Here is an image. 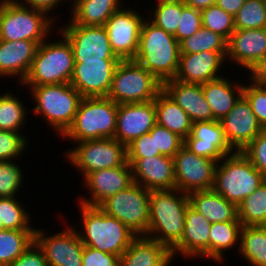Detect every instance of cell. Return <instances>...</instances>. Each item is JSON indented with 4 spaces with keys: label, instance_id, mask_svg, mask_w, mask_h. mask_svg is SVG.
<instances>
[{
    "label": "cell",
    "instance_id": "27",
    "mask_svg": "<svg viewBox=\"0 0 266 266\" xmlns=\"http://www.w3.org/2000/svg\"><path fill=\"white\" fill-rule=\"evenodd\" d=\"M227 75L202 84V92L209 104L213 117L221 121L243 95V83L230 80Z\"/></svg>",
    "mask_w": 266,
    "mask_h": 266
},
{
    "label": "cell",
    "instance_id": "8",
    "mask_svg": "<svg viewBox=\"0 0 266 266\" xmlns=\"http://www.w3.org/2000/svg\"><path fill=\"white\" fill-rule=\"evenodd\" d=\"M56 23L46 12L23 6L15 0L0 6V40H29L40 44L49 39L50 34L52 36Z\"/></svg>",
    "mask_w": 266,
    "mask_h": 266
},
{
    "label": "cell",
    "instance_id": "22",
    "mask_svg": "<svg viewBox=\"0 0 266 266\" xmlns=\"http://www.w3.org/2000/svg\"><path fill=\"white\" fill-rule=\"evenodd\" d=\"M127 162L132 166L134 183L150 191L175 189L172 157L158 155L150 158H127Z\"/></svg>",
    "mask_w": 266,
    "mask_h": 266
},
{
    "label": "cell",
    "instance_id": "25",
    "mask_svg": "<svg viewBox=\"0 0 266 266\" xmlns=\"http://www.w3.org/2000/svg\"><path fill=\"white\" fill-rule=\"evenodd\" d=\"M163 91L187 113L192 122L215 120L203 95L202 84L171 79L163 83Z\"/></svg>",
    "mask_w": 266,
    "mask_h": 266
},
{
    "label": "cell",
    "instance_id": "53",
    "mask_svg": "<svg viewBox=\"0 0 266 266\" xmlns=\"http://www.w3.org/2000/svg\"><path fill=\"white\" fill-rule=\"evenodd\" d=\"M246 0H216V5L227 13L236 15Z\"/></svg>",
    "mask_w": 266,
    "mask_h": 266
},
{
    "label": "cell",
    "instance_id": "37",
    "mask_svg": "<svg viewBox=\"0 0 266 266\" xmlns=\"http://www.w3.org/2000/svg\"><path fill=\"white\" fill-rule=\"evenodd\" d=\"M202 51L220 52L227 56V40L213 31L201 27L190 37L180 42V53H199Z\"/></svg>",
    "mask_w": 266,
    "mask_h": 266
},
{
    "label": "cell",
    "instance_id": "32",
    "mask_svg": "<svg viewBox=\"0 0 266 266\" xmlns=\"http://www.w3.org/2000/svg\"><path fill=\"white\" fill-rule=\"evenodd\" d=\"M242 223L240 221H226L211 223L209 231V259L217 263H222L225 259V251H239L240 234ZM224 257V258H223Z\"/></svg>",
    "mask_w": 266,
    "mask_h": 266
},
{
    "label": "cell",
    "instance_id": "19",
    "mask_svg": "<svg viewBox=\"0 0 266 266\" xmlns=\"http://www.w3.org/2000/svg\"><path fill=\"white\" fill-rule=\"evenodd\" d=\"M220 122L229 146L238 152L264 130L243 95Z\"/></svg>",
    "mask_w": 266,
    "mask_h": 266
},
{
    "label": "cell",
    "instance_id": "13",
    "mask_svg": "<svg viewBox=\"0 0 266 266\" xmlns=\"http://www.w3.org/2000/svg\"><path fill=\"white\" fill-rule=\"evenodd\" d=\"M173 160L176 189L187 194L212 189L218 163L216 160L197 156L184 145Z\"/></svg>",
    "mask_w": 266,
    "mask_h": 266
},
{
    "label": "cell",
    "instance_id": "30",
    "mask_svg": "<svg viewBox=\"0 0 266 266\" xmlns=\"http://www.w3.org/2000/svg\"><path fill=\"white\" fill-rule=\"evenodd\" d=\"M70 20L77 25L103 26L124 5L122 0H72Z\"/></svg>",
    "mask_w": 266,
    "mask_h": 266
},
{
    "label": "cell",
    "instance_id": "11",
    "mask_svg": "<svg viewBox=\"0 0 266 266\" xmlns=\"http://www.w3.org/2000/svg\"><path fill=\"white\" fill-rule=\"evenodd\" d=\"M151 191L137 183L104 200L99 207L117 218L137 236H145L149 227Z\"/></svg>",
    "mask_w": 266,
    "mask_h": 266
},
{
    "label": "cell",
    "instance_id": "9",
    "mask_svg": "<svg viewBox=\"0 0 266 266\" xmlns=\"http://www.w3.org/2000/svg\"><path fill=\"white\" fill-rule=\"evenodd\" d=\"M162 90L163 83L137 61L120 60L107 97L117 104L143 103L154 100Z\"/></svg>",
    "mask_w": 266,
    "mask_h": 266
},
{
    "label": "cell",
    "instance_id": "6",
    "mask_svg": "<svg viewBox=\"0 0 266 266\" xmlns=\"http://www.w3.org/2000/svg\"><path fill=\"white\" fill-rule=\"evenodd\" d=\"M117 111L118 104L108 97H83L72 125L61 137L73 143L114 138Z\"/></svg>",
    "mask_w": 266,
    "mask_h": 266
},
{
    "label": "cell",
    "instance_id": "41",
    "mask_svg": "<svg viewBox=\"0 0 266 266\" xmlns=\"http://www.w3.org/2000/svg\"><path fill=\"white\" fill-rule=\"evenodd\" d=\"M202 27L224 37L227 41L235 31L234 16L217 5L201 10Z\"/></svg>",
    "mask_w": 266,
    "mask_h": 266
},
{
    "label": "cell",
    "instance_id": "44",
    "mask_svg": "<svg viewBox=\"0 0 266 266\" xmlns=\"http://www.w3.org/2000/svg\"><path fill=\"white\" fill-rule=\"evenodd\" d=\"M149 133L155 135L156 151H159L161 155L173 158L184 145L181 137L157 123Z\"/></svg>",
    "mask_w": 266,
    "mask_h": 266
},
{
    "label": "cell",
    "instance_id": "1",
    "mask_svg": "<svg viewBox=\"0 0 266 266\" xmlns=\"http://www.w3.org/2000/svg\"><path fill=\"white\" fill-rule=\"evenodd\" d=\"M189 204L188 194L176 188L151 191L149 227L145 237L158 241L171 251L182 238Z\"/></svg>",
    "mask_w": 266,
    "mask_h": 266
},
{
    "label": "cell",
    "instance_id": "23",
    "mask_svg": "<svg viewBox=\"0 0 266 266\" xmlns=\"http://www.w3.org/2000/svg\"><path fill=\"white\" fill-rule=\"evenodd\" d=\"M211 223L190 204L186 209L184 232L180 242L171 250L172 259L180 254L186 259H209ZM176 255V256H175Z\"/></svg>",
    "mask_w": 266,
    "mask_h": 266
},
{
    "label": "cell",
    "instance_id": "29",
    "mask_svg": "<svg viewBox=\"0 0 266 266\" xmlns=\"http://www.w3.org/2000/svg\"><path fill=\"white\" fill-rule=\"evenodd\" d=\"M188 198L190 205L210 223L240 221L237 206L213 189L193 191L188 194Z\"/></svg>",
    "mask_w": 266,
    "mask_h": 266
},
{
    "label": "cell",
    "instance_id": "48",
    "mask_svg": "<svg viewBox=\"0 0 266 266\" xmlns=\"http://www.w3.org/2000/svg\"><path fill=\"white\" fill-rule=\"evenodd\" d=\"M161 155L156 151L155 135L150 133L134 139L127 146V158H150Z\"/></svg>",
    "mask_w": 266,
    "mask_h": 266
},
{
    "label": "cell",
    "instance_id": "2",
    "mask_svg": "<svg viewBox=\"0 0 266 266\" xmlns=\"http://www.w3.org/2000/svg\"><path fill=\"white\" fill-rule=\"evenodd\" d=\"M180 54V43L174 35L144 19L135 61L164 83L175 78Z\"/></svg>",
    "mask_w": 266,
    "mask_h": 266
},
{
    "label": "cell",
    "instance_id": "50",
    "mask_svg": "<svg viewBox=\"0 0 266 266\" xmlns=\"http://www.w3.org/2000/svg\"><path fill=\"white\" fill-rule=\"evenodd\" d=\"M10 266H48L43 250L34 241Z\"/></svg>",
    "mask_w": 266,
    "mask_h": 266
},
{
    "label": "cell",
    "instance_id": "46",
    "mask_svg": "<svg viewBox=\"0 0 266 266\" xmlns=\"http://www.w3.org/2000/svg\"><path fill=\"white\" fill-rule=\"evenodd\" d=\"M241 153L266 178V129L260 132Z\"/></svg>",
    "mask_w": 266,
    "mask_h": 266
},
{
    "label": "cell",
    "instance_id": "52",
    "mask_svg": "<svg viewBox=\"0 0 266 266\" xmlns=\"http://www.w3.org/2000/svg\"><path fill=\"white\" fill-rule=\"evenodd\" d=\"M248 72L249 82L253 84H266V58L257 62Z\"/></svg>",
    "mask_w": 266,
    "mask_h": 266
},
{
    "label": "cell",
    "instance_id": "38",
    "mask_svg": "<svg viewBox=\"0 0 266 266\" xmlns=\"http://www.w3.org/2000/svg\"><path fill=\"white\" fill-rule=\"evenodd\" d=\"M19 201L16 196L0 197V219L4 228L9 230H36L31 225L30 212Z\"/></svg>",
    "mask_w": 266,
    "mask_h": 266
},
{
    "label": "cell",
    "instance_id": "40",
    "mask_svg": "<svg viewBox=\"0 0 266 266\" xmlns=\"http://www.w3.org/2000/svg\"><path fill=\"white\" fill-rule=\"evenodd\" d=\"M235 29L266 28L265 0H246L234 15Z\"/></svg>",
    "mask_w": 266,
    "mask_h": 266
},
{
    "label": "cell",
    "instance_id": "26",
    "mask_svg": "<svg viewBox=\"0 0 266 266\" xmlns=\"http://www.w3.org/2000/svg\"><path fill=\"white\" fill-rule=\"evenodd\" d=\"M39 44L29 40H0V77H17L20 84L27 76Z\"/></svg>",
    "mask_w": 266,
    "mask_h": 266
},
{
    "label": "cell",
    "instance_id": "24",
    "mask_svg": "<svg viewBox=\"0 0 266 266\" xmlns=\"http://www.w3.org/2000/svg\"><path fill=\"white\" fill-rule=\"evenodd\" d=\"M225 60L220 52L181 53L179 68L174 79L184 83L204 84L222 77L219 72L221 69L223 71Z\"/></svg>",
    "mask_w": 266,
    "mask_h": 266
},
{
    "label": "cell",
    "instance_id": "54",
    "mask_svg": "<svg viewBox=\"0 0 266 266\" xmlns=\"http://www.w3.org/2000/svg\"><path fill=\"white\" fill-rule=\"evenodd\" d=\"M187 6L197 10L206 9L212 5H216V0H182Z\"/></svg>",
    "mask_w": 266,
    "mask_h": 266
},
{
    "label": "cell",
    "instance_id": "15",
    "mask_svg": "<svg viewBox=\"0 0 266 266\" xmlns=\"http://www.w3.org/2000/svg\"><path fill=\"white\" fill-rule=\"evenodd\" d=\"M67 227L70 228L48 235L44 228L36 226L35 242L43 250L48 266H82L84 245L77 226Z\"/></svg>",
    "mask_w": 266,
    "mask_h": 266
},
{
    "label": "cell",
    "instance_id": "18",
    "mask_svg": "<svg viewBox=\"0 0 266 266\" xmlns=\"http://www.w3.org/2000/svg\"><path fill=\"white\" fill-rule=\"evenodd\" d=\"M156 124L154 100L118 104L114 138L128 146L134 139L149 133Z\"/></svg>",
    "mask_w": 266,
    "mask_h": 266
},
{
    "label": "cell",
    "instance_id": "28",
    "mask_svg": "<svg viewBox=\"0 0 266 266\" xmlns=\"http://www.w3.org/2000/svg\"><path fill=\"white\" fill-rule=\"evenodd\" d=\"M171 251L158 241L137 236L120 256L119 266H170Z\"/></svg>",
    "mask_w": 266,
    "mask_h": 266
},
{
    "label": "cell",
    "instance_id": "35",
    "mask_svg": "<svg viewBox=\"0 0 266 266\" xmlns=\"http://www.w3.org/2000/svg\"><path fill=\"white\" fill-rule=\"evenodd\" d=\"M27 111L16 94L8 91L0 94V130L24 133L22 129L27 123Z\"/></svg>",
    "mask_w": 266,
    "mask_h": 266
},
{
    "label": "cell",
    "instance_id": "47",
    "mask_svg": "<svg viewBox=\"0 0 266 266\" xmlns=\"http://www.w3.org/2000/svg\"><path fill=\"white\" fill-rule=\"evenodd\" d=\"M246 84L243 87V96L247 99L260 125L266 129V94L253 83Z\"/></svg>",
    "mask_w": 266,
    "mask_h": 266
},
{
    "label": "cell",
    "instance_id": "42",
    "mask_svg": "<svg viewBox=\"0 0 266 266\" xmlns=\"http://www.w3.org/2000/svg\"><path fill=\"white\" fill-rule=\"evenodd\" d=\"M17 161H0V197H17L25 174Z\"/></svg>",
    "mask_w": 266,
    "mask_h": 266
},
{
    "label": "cell",
    "instance_id": "39",
    "mask_svg": "<svg viewBox=\"0 0 266 266\" xmlns=\"http://www.w3.org/2000/svg\"><path fill=\"white\" fill-rule=\"evenodd\" d=\"M148 17L156 26L174 35L182 14V0H156ZM153 10V11H152ZM152 13V14H151Z\"/></svg>",
    "mask_w": 266,
    "mask_h": 266
},
{
    "label": "cell",
    "instance_id": "10",
    "mask_svg": "<svg viewBox=\"0 0 266 266\" xmlns=\"http://www.w3.org/2000/svg\"><path fill=\"white\" fill-rule=\"evenodd\" d=\"M75 144L63 154L69 161L67 163L81 171L82 178L93 171L122 166L127 162V146L115 138L84 140Z\"/></svg>",
    "mask_w": 266,
    "mask_h": 266
},
{
    "label": "cell",
    "instance_id": "49",
    "mask_svg": "<svg viewBox=\"0 0 266 266\" xmlns=\"http://www.w3.org/2000/svg\"><path fill=\"white\" fill-rule=\"evenodd\" d=\"M120 257L84 246L82 266H119Z\"/></svg>",
    "mask_w": 266,
    "mask_h": 266
},
{
    "label": "cell",
    "instance_id": "34",
    "mask_svg": "<svg viewBox=\"0 0 266 266\" xmlns=\"http://www.w3.org/2000/svg\"><path fill=\"white\" fill-rule=\"evenodd\" d=\"M35 241V230L0 231V266H10Z\"/></svg>",
    "mask_w": 266,
    "mask_h": 266
},
{
    "label": "cell",
    "instance_id": "36",
    "mask_svg": "<svg viewBox=\"0 0 266 266\" xmlns=\"http://www.w3.org/2000/svg\"><path fill=\"white\" fill-rule=\"evenodd\" d=\"M242 226H266V181L238 206Z\"/></svg>",
    "mask_w": 266,
    "mask_h": 266
},
{
    "label": "cell",
    "instance_id": "51",
    "mask_svg": "<svg viewBox=\"0 0 266 266\" xmlns=\"http://www.w3.org/2000/svg\"><path fill=\"white\" fill-rule=\"evenodd\" d=\"M19 4L30 7L33 9H38L46 12L49 16H51L54 20H56V14L53 16L52 11L57 8V5L59 6L60 3H64L63 0H15ZM68 0H65L67 2ZM70 3L72 4V0ZM52 10V11H51ZM51 14V15H50Z\"/></svg>",
    "mask_w": 266,
    "mask_h": 266
},
{
    "label": "cell",
    "instance_id": "7",
    "mask_svg": "<svg viewBox=\"0 0 266 266\" xmlns=\"http://www.w3.org/2000/svg\"><path fill=\"white\" fill-rule=\"evenodd\" d=\"M264 181V175L241 152L235 151L217 163L212 189L238 206Z\"/></svg>",
    "mask_w": 266,
    "mask_h": 266
},
{
    "label": "cell",
    "instance_id": "57",
    "mask_svg": "<svg viewBox=\"0 0 266 266\" xmlns=\"http://www.w3.org/2000/svg\"><path fill=\"white\" fill-rule=\"evenodd\" d=\"M9 0H0V6L4 5L5 3H7Z\"/></svg>",
    "mask_w": 266,
    "mask_h": 266
},
{
    "label": "cell",
    "instance_id": "43",
    "mask_svg": "<svg viewBox=\"0 0 266 266\" xmlns=\"http://www.w3.org/2000/svg\"><path fill=\"white\" fill-rule=\"evenodd\" d=\"M28 138L21 132L0 130V161H16L28 147Z\"/></svg>",
    "mask_w": 266,
    "mask_h": 266
},
{
    "label": "cell",
    "instance_id": "17",
    "mask_svg": "<svg viewBox=\"0 0 266 266\" xmlns=\"http://www.w3.org/2000/svg\"><path fill=\"white\" fill-rule=\"evenodd\" d=\"M82 183V187L87 189V194L90 196H82L78 198V202L99 206L108 197L127 189L134 183L132 166L126 162L122 166L93 171L84 177Z\"/></svg>",
    "mask_w": 266,
    "mask_h": 266
},
{
    "label": "cell",
    "instance_id": "33",
    "mask_svg": "<svg viewBox=\"0 0 266 266\" xmlns=\"http://www.w3.org/2000/svg\"><path fill=\"white\" fill-rule=\"evenodd\" d=\"M238 253L251 266H266V226H242Z\"/></svg>",
    "mask_w": 266,
    "mask_h": 266
},
{
    "label": "cell",
    "instance_id": "16",
    "mask_svg": "<svg viewBox=\"0 0 266 266\" xmlns=\"http://www.w3.org/2000/svg\"><path fill=\"white\" fill-rule=\"evenodd\" d=\"M120 59L75 62L70 84L82 97H107Z\"/></svg>",
    "mask_w": 266,
    "mask_h": 266
},
{
    "label": "cell",
    "instance_id": "21",
    "mask_svg": "<svg viewBox=\"0 0 266 266\" xmlns=\"http://www.w3.org/2000/svg\"><path fill=\"white\" fill-rule=\"evenodd\" d=\"M264 58H266V28L235 29L227 41L226 62L237 64L247 72Z\"/></svg>",
    "mask_w": 266,
    "mask_h": 266
},
{
    "label": "cell",
    "instance_id": "45",
    "mask_svg": "<svg viewBox=\"0 0 266 266\" xmlns=\"http://www.w3.org/2000/svg\"><path fill=\"white\" fill-rule=\"evenodd\" d=\"M202 27L201 10L187 6L182 1V14L179 25L174 34L176 40L180 43L187 37H190Z\"/></svg>",
    "mask_w": 266,
    "mask_h": 266
},
{
    "label": "cell",
    "instance_id": "12",
    "mask_svg": "<svg viewBox=\"0 0 266 266\" xmlns=\"http://www.w3.org/2000/svg\"><path fill=\"white\" fill-rule=\"evenodd\" d=\"M66 24L58 25L72 46L74 62L100 59H119L113 52L108 35L103 26H84L74 24L69 18Z\"/></svg>",
    "mask_w": 266,
    "mask_h": 266
},
{
    "label": "cell",
    "instance_id": "31",
    "mask_svg": "<svg viewBox=\"0 0 266 266\" xmlns=\"http://www.w3.org/2000/svg\"><path fill=\"white\" fill-rule=\"evenodd\" d=\"M154 102L156 123L185 140L190 135L193 124L187 113L163 90Z\"/></svg>",
    "mask_w": 266,
    "mask_h": 266
},
{
    "label": "cell",
    "instance_id": "14",
    "mask_svg": "<svg viewBox=\"0 0 266 266\" xmlns=\"http://www.w3.org/2000/svg\"><path fill=\"white\" fill-rule=\"evenodd\" d=\"M139 11L124 6L113 13L103 25L113 52L120 60L134 59L138 48L141 26L146 18Z\"/></svg>",
    "mask_w": 266,
    "mask_h": 266
},
{
    "label": "cell",
    "instance_id": "4",
    "mask_svg": "<svg viewBox=\"0 0 266 266\" xmlns=\"http://www.w3.org/2000/svg\"><path fill=\"white\" fill-rule=\"evenodd\" d=\"M27 89L36 104L33 114L42 115L47 125L61 137L73 123L83 98L81 94L70 83L27 86Z\"/></svg>",
    "mask_w": 266,
    "mask_h": 266
},
{
    "label": "cell",
    "instance_id": "55",
    "mask_svg": "<svg viewBox=\"0 0 266 266\" xmlns=\"http://www.w3.org/2000/svg\"><path fill=\"white\" fill-rule=\"evenodd\" d=\"M258 86L266 94V84H254Z\"/></svg>",
    "mask_w": 266,
    "mask_h": 266
},
{
    "label": "cell",
    "instance_id": "56",
    "mask_svg": "<svg viewBox=\"0 0 266 266\" xmlns=\"http://www.w3.org/2000/svg\"><path fill=\"white\" fill-rule=\"evenodd\" d=\"M2 230H5V228H4V225H3V223H2V221L0 219V231H2Z\"/></svg>",
    "mask_w": 266,
    "mask_h": 266
},
{
    "label": "cell",
    "instance_id": "3",
    "mask_svg": "<svg viewBox=\"0 0 266 266\" xmlns=\"http://www.w3.org/2000/svg\"><path fill=\"white\" fill-rule=\"evenodd\" d=\"M78 204L83 228L77 231L83 245L120 257L137 235L117 218L107 215L99 206Z\"/></svg>",
    "mask_w": 266,
    "mask_h": 266
},
{
    "label": "cell",
    "instance_id": "20",
    "mask_svg": "<svg viewBox=\"0 0 266 266\" xmlns=\"http://www.w3.org/2000/svg\"><path fill=\"white\" fill-rule=\"evenodd\" d=\"M184 146L197 156L219 162L235 151L229 146L220 121L193 122Z\"/></svg>",
    "mask_w": 266,
    "mask_h": 266
},
{
    "label": "cell",
    "instance_id": "5",
    "mask_svg": "<svg viewBox=\"0 0 266 266\" xmlns=\"http://www.w3.org/2000/svg\"><path fill=\"white\" fill-rule=\"evenodd\" d=\"M61 39L54 42L46 39L39 44L29 72L20 84L40 86L45 84L70 83L74 69V54L68 39L59 33Z\"/></svg>",
    "mask_w": 266,
    "mask_h": 266
}]
</instances>
